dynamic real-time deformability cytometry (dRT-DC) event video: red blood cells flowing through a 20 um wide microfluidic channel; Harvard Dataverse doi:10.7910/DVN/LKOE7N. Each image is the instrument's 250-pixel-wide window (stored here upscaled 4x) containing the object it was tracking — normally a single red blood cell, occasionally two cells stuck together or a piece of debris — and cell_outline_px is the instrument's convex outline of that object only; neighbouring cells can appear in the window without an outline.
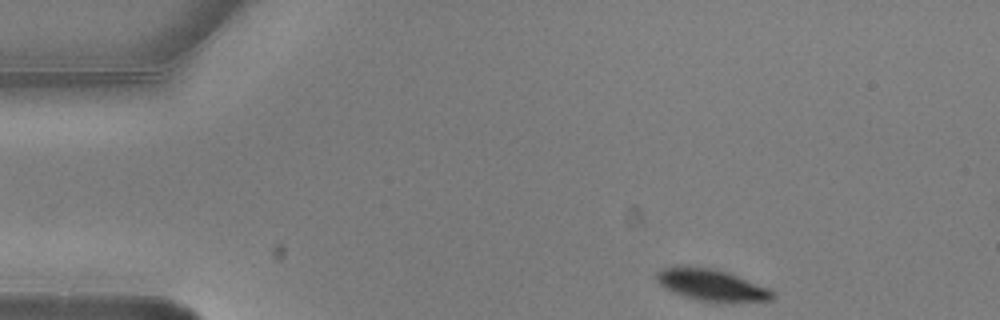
{"species": "common noctule bat (a hibernating species)", "species_latin": "Nyctalus noctula", "temperature_condition": "warm", "stored_images_in_passage": 3, "camera_frame_rate_fps": 3000, "um_per_image_px": 0.085, "animal": {"sex": "male", "body_mass_g": 20.5, "forearm_length_mm": 52.5}, "frame": {"image": 1, "passage_image": 1, "time_ms": 0.0, "image_size_px": [1000, 320], "cell_outline_px": [[776, 296], [772, 300], [700, 300], [684, 296], [672, 292], [664, 288], [656, 280], [656, 272], [664, 268], [708, 268], [724, 272], [736, 276], [768, 288]], "centroid_in_image_um": [60.43, 24.23], "position_along_channel_um": 24.6, "area_um2": 19.94}}